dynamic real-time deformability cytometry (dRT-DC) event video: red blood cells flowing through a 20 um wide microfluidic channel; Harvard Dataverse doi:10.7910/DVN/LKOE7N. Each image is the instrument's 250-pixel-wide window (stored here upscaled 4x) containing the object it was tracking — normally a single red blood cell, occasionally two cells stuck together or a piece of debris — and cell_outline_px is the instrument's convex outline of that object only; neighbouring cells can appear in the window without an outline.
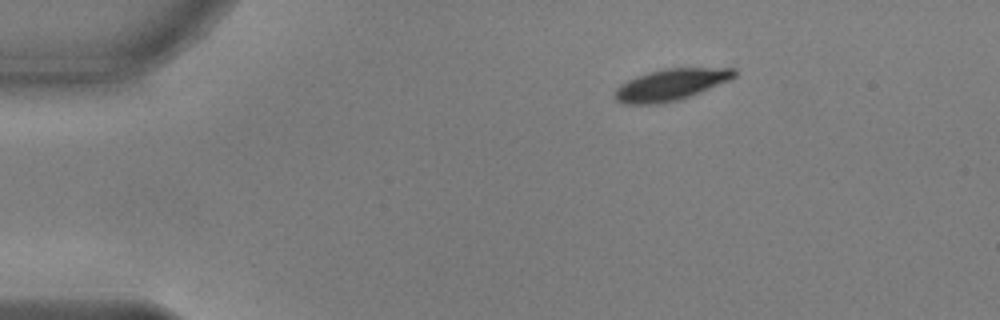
{"species": "common noctule bat (a hibernating species)", "species_latin": "Nyctalus noctula", "temperature_condition": "warm", "stored_images_in_passage": 46, "camera_frame_rate_fps": 3000, "um_per_image_px": 0.085, "animal": {"sex": "male", "body_mass_g": 17.9, "forearm_length_mm": 54.2}, "frame": {"image": 1, "passage_image": 1, "time_ms": 0.0, "image_size_px": [1000, 320], "cell_outline_px": [[736, 76], [728, 80], [700, 92], [680, 100], [660, 104], [624, 104], [616, 100], [612, 96], [612, 92], [620, 84], [636, 76], [648, 72], [664, 68], [736, 68]], "centroid_in_image_um": [56.95, 7.21], "position_along_channel_um": 28.0, "area_um2": 22.08}}
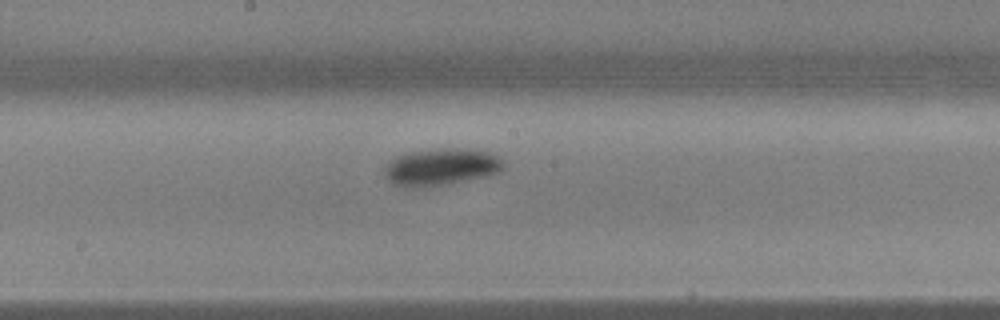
{"frame": {"image": 2, "passage_image": 21, "time_ms": 6.667, "image_size_px": [1000, 320], "cell_outline_px": [[504, 168], [500, 172], [484, 176], [444, 184], [392, 184], [384, 176], [384, 168], [396, 156], [412, 152], [440, 148], [456, 148], [488, 152], [500, 156], [504, 160]], "centroid_in_image_um": [37.56, 14.14], "position_along_channel_um": 210.6, "area_um2": 24.68}}
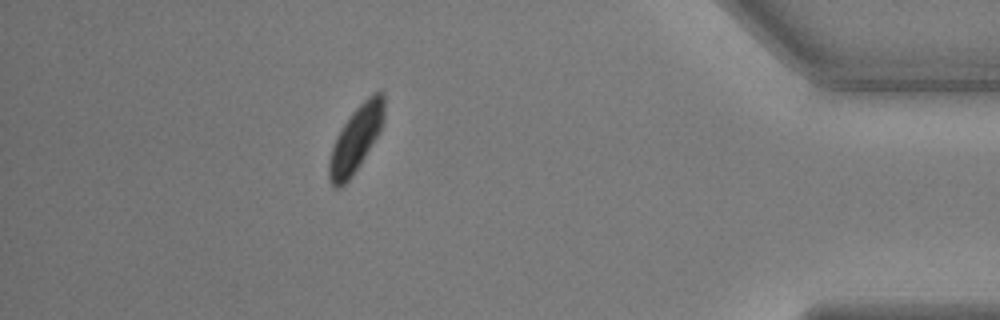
{"frame": {"image": 3, "passage_image": 40, "time_ms": 13.0, "image_size_px": [1000, 320], "cell_outline_px": [[384, 116], [380, 132], [360, 164], [352, 176], [340, 188], [336, 188], [332, 184], [328, 176], [328, 160], [336, 136], [340, 128], [352, 112], [368, 96], [376, 92], [384, 92]], "centroid_in_image_um": [30.24, 11.81], "position_along_channel_um": 405.0, "area_um2": 21.04}, "authors_computed_cell_mechanics": {"area_um2": 23.7558, "velocity_mm_per_s": 3.7401, "shape_relaxation_time_tau1_ms": 1.4647, "shape_relaxation_time_tau2_ms": null, "deformation_change_tau1": 0.1144, "deformation_change_tau2": null}}